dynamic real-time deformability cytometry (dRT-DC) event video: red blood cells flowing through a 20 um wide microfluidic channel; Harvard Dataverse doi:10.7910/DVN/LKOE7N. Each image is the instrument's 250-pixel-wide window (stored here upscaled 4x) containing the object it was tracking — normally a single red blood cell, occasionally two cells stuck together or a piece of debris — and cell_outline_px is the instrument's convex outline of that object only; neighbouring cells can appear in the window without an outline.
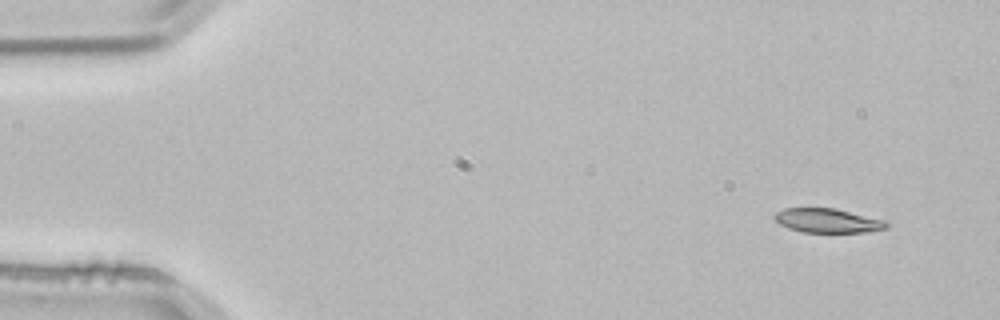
{"species": "common noctule bat (a hibernating species)", "species_latin": "Nyctalus noctula", "temperature_condition": "room temperature", "stored_images_in_passage": 3, "camera_frame_rate_fps": 3000, "um_per_image_px": 0.085, "animal": {"sex": "male", "body_mass_g": 21.5, "forearm_length_mm": 52.0}, "frame": {"image": 1, "passage_image": 1, "time_ms": 0.0, "image_size_px": [1000, 320], "cell_outline_px": [[888, 228], [868, 232], [800, 232], [788, 228], [780, 224], [772, 216], [776, 212], [784, 208], [836, 208], [888, 220]], "centroid_in_image_um": [70.39, 18.75], "position_along_channel_um": 14.6, "area_um2": 16.07}}